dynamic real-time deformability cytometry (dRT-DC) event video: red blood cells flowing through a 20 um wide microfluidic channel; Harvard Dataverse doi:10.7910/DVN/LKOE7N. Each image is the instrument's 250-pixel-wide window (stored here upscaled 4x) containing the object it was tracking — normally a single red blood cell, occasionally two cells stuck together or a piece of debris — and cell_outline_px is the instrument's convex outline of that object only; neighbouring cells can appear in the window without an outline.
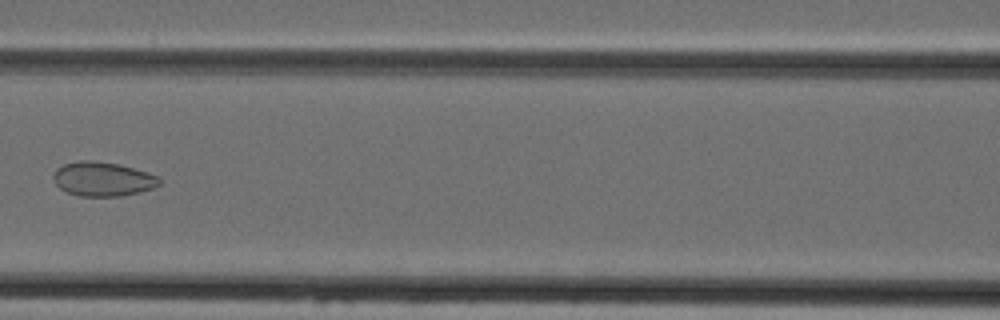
{"species": "Egyptian fruit bat (a non-hibernating species)", "species_latin": "Rousettus aegyptiacus", "temperature_condition": "cold", "stored_images_in_passage": 5, "camera_frame_rate_fps": 3000, "um_per_image_px": 0.085, "animal": {"sex": "female"}, "frame": {"image": 1, "passage_image": 5, "time_ms": 4.667, "image_size_px": [1000, 320], "cell_outline_px": [[160, 184], [152, 188], [120, 196], [80, 196], [68, 192], [60, 188], [56, 184], [52, 176], [56, 168], [64, 164], [80, 160], [92, 160], [116, 164], [148, 172], [160, 176]], "centroid_in_image_um": [8.72, 15.21], "position_along_channel_um": 157.9, "area_um2": 20.98}}